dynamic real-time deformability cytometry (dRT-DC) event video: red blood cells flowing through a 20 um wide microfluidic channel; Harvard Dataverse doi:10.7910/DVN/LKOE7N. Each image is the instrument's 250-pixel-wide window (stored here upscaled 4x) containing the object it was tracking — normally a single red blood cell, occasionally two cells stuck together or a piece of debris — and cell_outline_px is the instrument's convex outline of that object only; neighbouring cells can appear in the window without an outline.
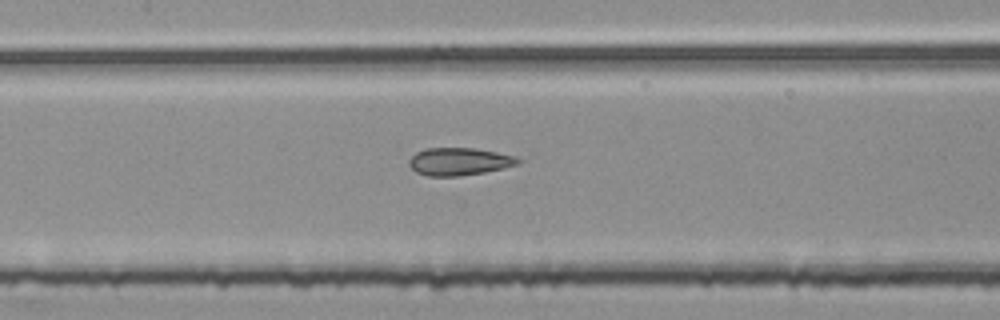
{"species": "common noctule bat (a hibernating species)", "species_latin": "Nyctalus noctula", "temperature_condition": "room temperature", "stored_images_in_passage": 50, "segment_of_instrument_passage": [2, 2], "camera_frame_rate_fps": 3000, "um_per_image_px": 0.085, "animal": {"sex": "female", "body_mass_g": 25.1}, "frame": {"image": 1, "passage_image": 21, "time_ms": 6.667, "image_size_px": [1000, 320], "cell_outline_px": [[524, 160], [520, 164], [504, 168], [484, 172], [460, 176], [428, 176], [416, 172], [408, 164], [408, 160], [416, 152], [424, 148], [476, 148], [516, 156]], "centroid_in_image_um": [39.06, 13.72], "position_along_channel_um": 168.3, "area_um2": 17.74}}
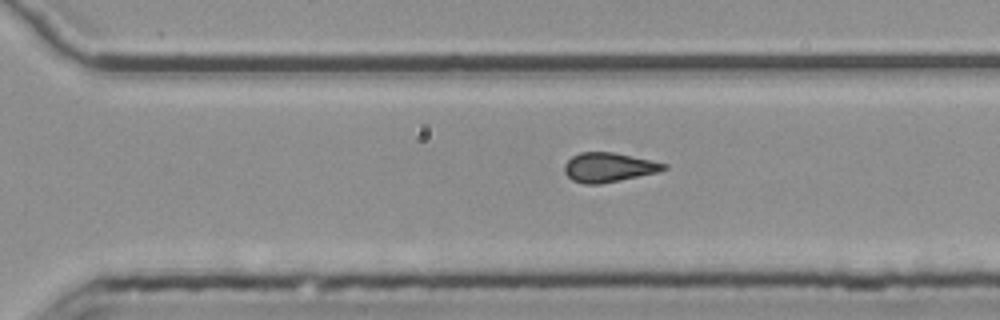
{"frame": {"image": 2, "passage_image": 33, "time_ms": 10.667, "image_size_px": [1000, 320], "cell_outline_px": [[668, 168], [660, 172], [600, 184], [584, 184], [572, 180], [564, 172], [564, 164], [572, 156], [580, 152], [612, 152], [668, 164]], "centroid_in_image_um": [51.73, 14.23], "position_along_channel_um": 318.9, "area_um2": 16.99}}
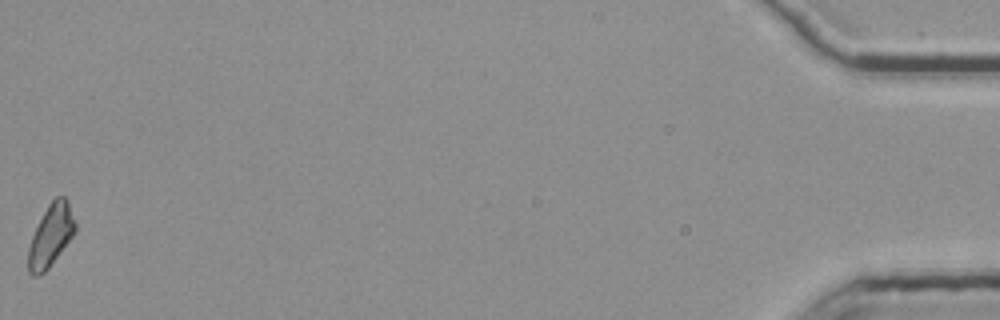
{"frame": {"image": 3, "passage_image": 50, "time_ms": 16.333, "image_size_px": [1000, 320], "cell_outline_px": [[76, 232], [48, 268], [44, 272], [36, 276], [32, 276], [28, 272], [28, 248], [32, 236], [48, 204], [56, 196], [64, 196], [68, 200], [76, 224]], "centroid_in_image_um": [4.33, 20.01], "position_along_channel_um": 430.9, "area_um2": 16.82}}